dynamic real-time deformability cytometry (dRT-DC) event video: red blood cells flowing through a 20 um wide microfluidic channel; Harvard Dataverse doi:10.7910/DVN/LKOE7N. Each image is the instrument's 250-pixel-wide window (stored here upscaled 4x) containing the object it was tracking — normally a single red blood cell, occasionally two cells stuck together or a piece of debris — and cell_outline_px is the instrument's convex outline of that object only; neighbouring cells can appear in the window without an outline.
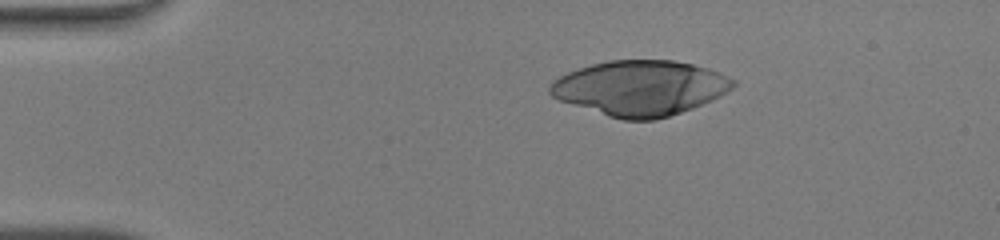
{"species": "human", "species_latin": "Homo sapiens", "temperature_condition": "warm", "stored_images_in_passage": 40, "camera_frame_rate_fps": 3000, "um_per_image_px": 0.085, "donor": {"sex": "male"}, "frame": {"image": 1, "passage_image": 1, "time_ms": 0.0, "image_size_px": [1000, 240], "cell_outline_px": [[736, 84], [732, 88], [720, 96], [712, 100], [692, 108], [656, 120], [624, 120], [608, 116], [560, 100], [552, 96], [548, 92], [548, 88], [552, 80], [568, 72], [592, 64], [608, 60], [672, 60], [692, 64], [708, 68], [728, 76], [736, 80]], "centroid_in_image_um": [54.42, 7.47], "position_along_channel_um": 30.6, "area_um2": 58.61}}